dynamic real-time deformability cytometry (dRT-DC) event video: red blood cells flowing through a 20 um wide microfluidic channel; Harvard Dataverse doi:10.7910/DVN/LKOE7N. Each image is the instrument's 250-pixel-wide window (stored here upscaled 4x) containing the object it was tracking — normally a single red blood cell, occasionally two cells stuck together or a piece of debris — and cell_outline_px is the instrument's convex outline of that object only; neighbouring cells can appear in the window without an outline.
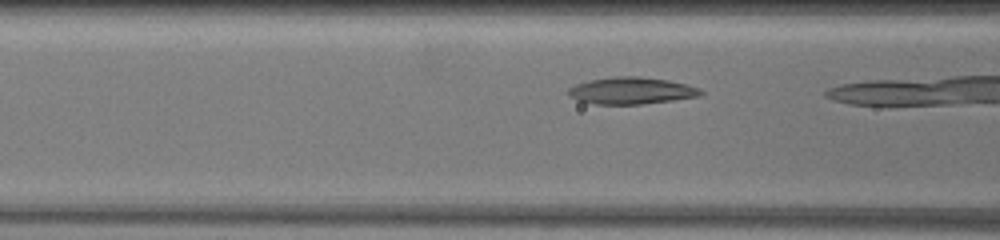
{"species": "common noctule bat (a hibernating species)", "species_latin": "Nyctalus noctula", "temperature_condition": "warm", "stored_images_in_passage": 9, "camera_frame_rate_fps": 3000, "um_per_image_px": 0.085, "animal": {"sex": "female", "body_mass_g": 19.5, "forearm_length_mm": 54.1}, "frame": {"image": 1, "passage_image": 7, "time_ms": 2.0, "image_size_px": [1000, 240], "cell_outline_px": [[704, 92], [696, 96], [672, 100], [640, 104], [596, 104], [580, 100], [568, 96], [568, 88], [576, 84], [588, 80], [612, 76], [640, 76], [668, 80], [700, 88]], "centroid_in_image_um": [53.62, 7.69], "position_along_channel_um": 113.0, "area_um2": 20.58}}